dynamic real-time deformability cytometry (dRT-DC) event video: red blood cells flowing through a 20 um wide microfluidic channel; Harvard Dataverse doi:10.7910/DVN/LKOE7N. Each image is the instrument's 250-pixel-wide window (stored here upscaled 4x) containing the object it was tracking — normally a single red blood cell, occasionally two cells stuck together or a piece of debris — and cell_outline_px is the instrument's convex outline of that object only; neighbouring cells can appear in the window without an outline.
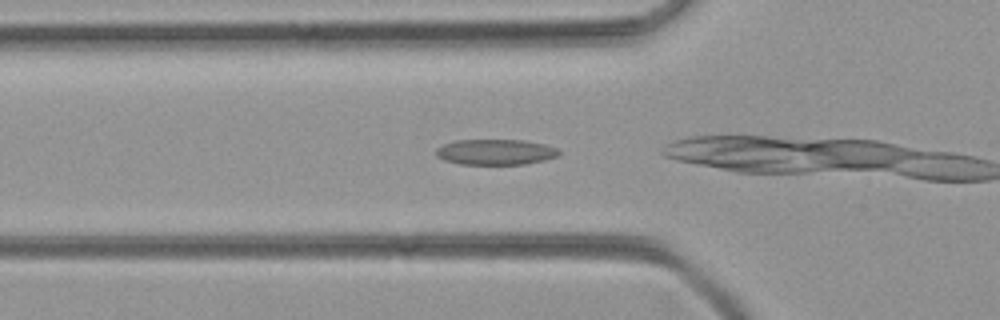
{"species": "common noctule bat (a hibernating species)", "species_latin": "Nyctalus noctula", "temperature_condition": "room temperature", "stored_images_in_passage": 6, "camera_frame_rate_fps": 3000, "um_per_image_px": 0.085, "animal": {"sex": "female", "body_mass_g": 21.9}, "frame": {"image": 1, "passage_image": 4, "time_ms": 1.0, "image_size_px": [1000, 320], "cell_outline_px": [[560, 156], [544, 160], [524, 164], [460, 164], [444, 160], [436, 156], [436, 148], [444, 144], [456, 140], [524, 140], [544, 144], [556, 148], [560, 152]], "centroid_in_image_um": [42.12, 12.92], "position_along_channel_um": 83.7, "area_um2": 18.32}}